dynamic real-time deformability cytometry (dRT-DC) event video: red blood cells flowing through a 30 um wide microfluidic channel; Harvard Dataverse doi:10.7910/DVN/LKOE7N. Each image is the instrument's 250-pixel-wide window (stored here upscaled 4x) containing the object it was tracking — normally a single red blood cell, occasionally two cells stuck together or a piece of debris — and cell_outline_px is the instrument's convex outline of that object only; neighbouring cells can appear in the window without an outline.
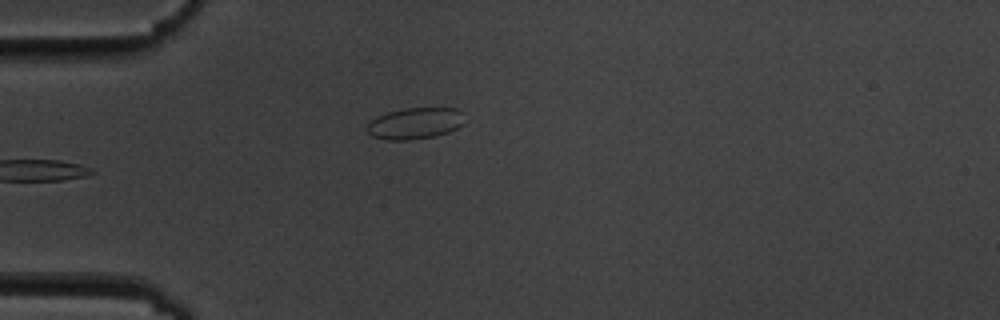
{"species": "common noctule bat (a hibernating species)", "species_latin": "Nyctalus noctula", "temperature_condition": "cold", "stored_images_in_passage": 5, "camera_frame_rate_fps": 3000, "um_per_image_px": 0.085, "animal": {"sex": "male", "body_mass_g": 19.5, "forearm_length_mm": 54.6}, "frame": {"image": 1, "passage_image": 5, "time_ms": 5.667, "image_size_px": [1000, 320], "cell_outline_px": [[464, 124], [448, 132], [436, 136], [408, 140], [388, 140], [372, 136], [368, 132], [368, 124], [376, 116], [388, 112], [404, 108], [456, 108], [464, 112]], "centroid_in_image_um": [35.32, 10.48], "position_along_channel_um": 49.7, "area_um2": 17.92}}